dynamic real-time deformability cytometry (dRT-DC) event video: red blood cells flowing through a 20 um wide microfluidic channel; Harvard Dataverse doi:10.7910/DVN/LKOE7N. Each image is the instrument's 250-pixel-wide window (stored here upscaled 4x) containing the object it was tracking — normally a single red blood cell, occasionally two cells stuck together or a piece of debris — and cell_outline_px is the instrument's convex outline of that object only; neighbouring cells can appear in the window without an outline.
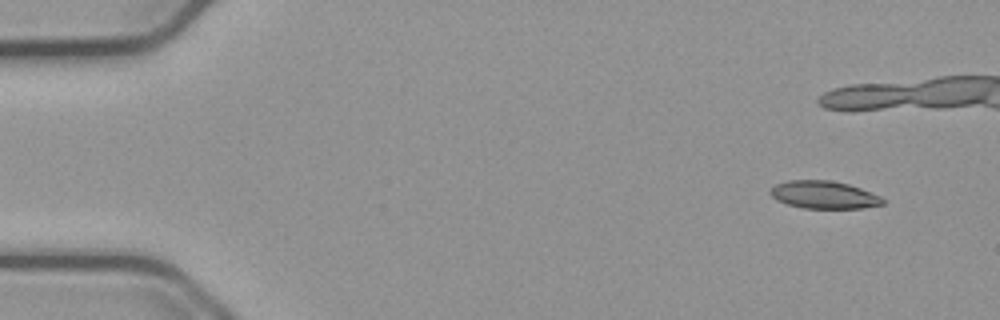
{"species": "common noctule bat (a hibernating species)", "species_latin": "Nyctalus noctula", "temperature_condition": "cold", "stored_images_in_passage": 43, "camera_frame_rate_fps": 3000, "um_per_image_px": 0.085, "animal": {"sex": "male", "body_mass_g": 23.1, "forearm_length_mm": 52.7}, "frame": {"image": 1, "passage_image": 1, "time_ms": 0.0, "image_size_px": [1000, 320], "cell_outline_px": [[884, 204], [864, 208], [804, 208], [788, 204], [776, 200], [768, 192], [776, 184], [788, 180], [832, 180], [848, 184], [860, 188], [880, 196], [884, 200]], "centroid_in_image_um": [70.03, 16.55], "position_along_channel_um": 15.0, "area_um2": 18.09}}